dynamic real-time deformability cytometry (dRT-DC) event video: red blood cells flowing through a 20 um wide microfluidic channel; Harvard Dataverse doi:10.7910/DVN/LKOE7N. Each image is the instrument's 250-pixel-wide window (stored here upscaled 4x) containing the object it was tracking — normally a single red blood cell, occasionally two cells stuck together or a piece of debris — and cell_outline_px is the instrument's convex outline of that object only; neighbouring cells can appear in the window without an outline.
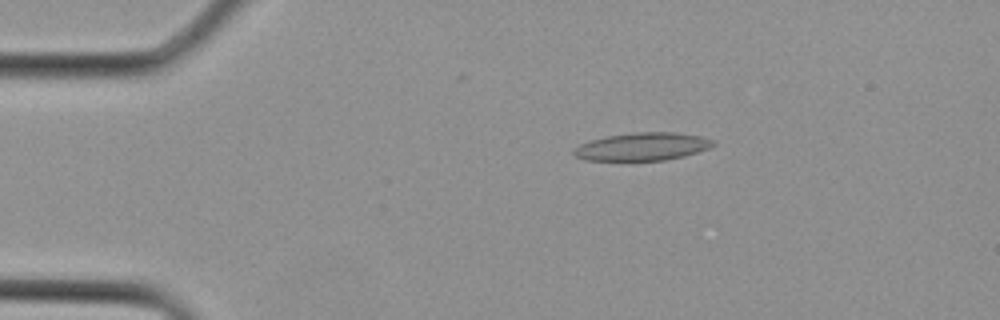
{"species": "Egyptian fruit bat (a non-hibernating species)", "species_latin": "Rousettus aegyptiacus", "temperature_condition": "cold", "stored_images_in_passage": 2, "camera_frame_rate_fps": 3000, "um_per_image_px": 0.085, "animal": {"sex": "female"}, "frame": {"image": 1, "passage_image": 2, "time_ms": 0.333, "image_size_px": [1000, 320], "cell_outline_px": [[716, 144], [708, 148], [684, 156], [664, 160], [584, 160], [576, 156], [572, 152], [572, 148], [580, 144], [592, 140], [608, 136], [636, 132], [676, 132], [700, 136], [716, 140]], "centroid_in_image_um": [54.61, 12.46], "position_along_channel_um": 30.4, "area_um2": 22.54}}